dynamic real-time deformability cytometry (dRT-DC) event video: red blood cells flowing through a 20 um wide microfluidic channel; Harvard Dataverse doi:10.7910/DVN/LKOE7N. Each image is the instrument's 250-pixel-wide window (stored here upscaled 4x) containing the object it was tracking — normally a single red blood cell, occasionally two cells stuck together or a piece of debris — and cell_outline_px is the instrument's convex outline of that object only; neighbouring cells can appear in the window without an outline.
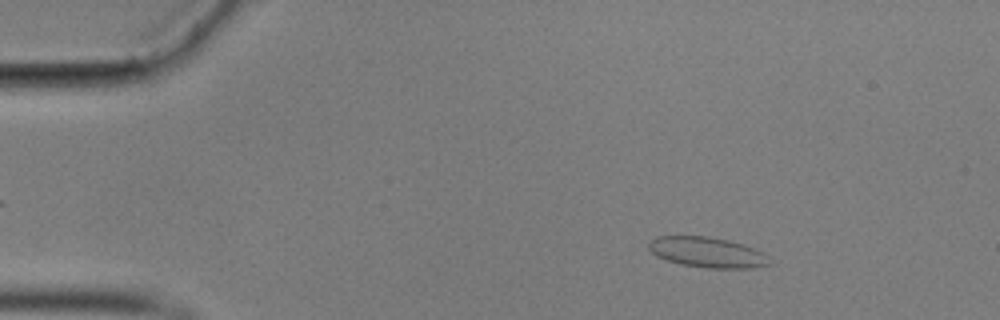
{"species": "common noctule bat (a hibernating species)", "species_latin": "Nyctalus noctula", "temperature_condition": "cold", "stored_images_in_passage": 57, "camera_frame_rate_fps": 3000, "um_per_image_px": 0.085, "animal": {"sex": "male", "body_mass_g": 17.9}, "frame": {"image": 1, "passage_image": 9, "time_ms": 2.667, "image_size_px": [1000, 320], "cell_outline_px": [[768, 264], [752, 268], [704, 268], [680, 264], [656, 256], [648, 248], [648, 244], [656, 236], [708, 236], [728, 240], [744, 244], [764, 252], [768, 256]], "centroid_in_image_um": [60.11, 21.44], "position_along_channel_um": 24.9, "area_um2": 21.39}}
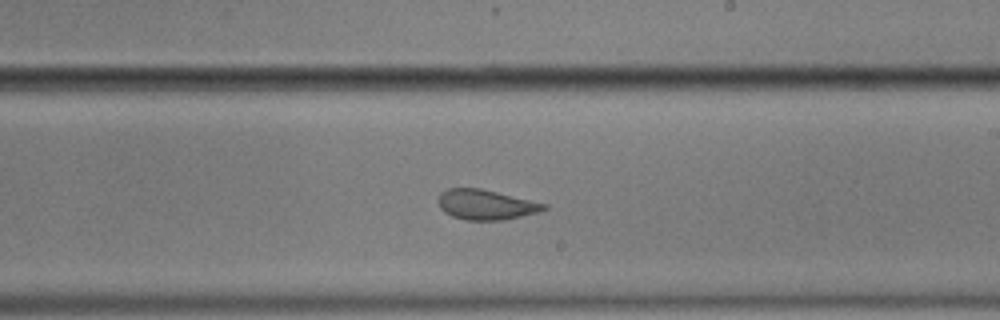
{"frame": {"image": 2, "passage_image": 34, "time_ms": 11.0, "image_size_px": [1000, 320], "cell_outline_px": [[548, 208], [540, 212], [504, 220], [468, 220], [452, 216], [444, 212], [440, 208], [440, 192], [448, 188], [480, 188], [548, 204]], "centroid_in_image_um": [41.34, 17.4], "position_along_channel_um": 247.7, "area_um2": 18.44}}
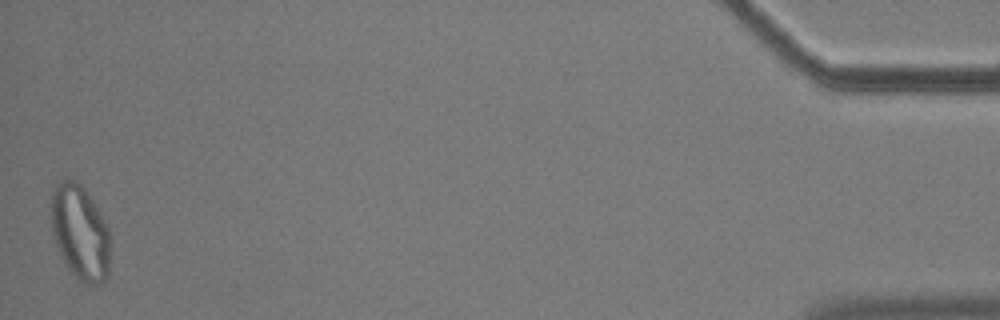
{"frame": {"image": 3, "passage_image": 57, "time_ms": 18.667, "image_size_px": [1000, 320], "cell_outline_px": [[108, 280], [100, 284], [88, 284], [80, 280], [68, 268], [52, 236], [48, 212], [52, 192], [56, 184], [72, 176], [84, 188], [96, 204], [108, 228]], "centroid_in_image_um": [6.76, 19.7], "position_along_channel_um": 428.4, "area_um2": 33.0}}